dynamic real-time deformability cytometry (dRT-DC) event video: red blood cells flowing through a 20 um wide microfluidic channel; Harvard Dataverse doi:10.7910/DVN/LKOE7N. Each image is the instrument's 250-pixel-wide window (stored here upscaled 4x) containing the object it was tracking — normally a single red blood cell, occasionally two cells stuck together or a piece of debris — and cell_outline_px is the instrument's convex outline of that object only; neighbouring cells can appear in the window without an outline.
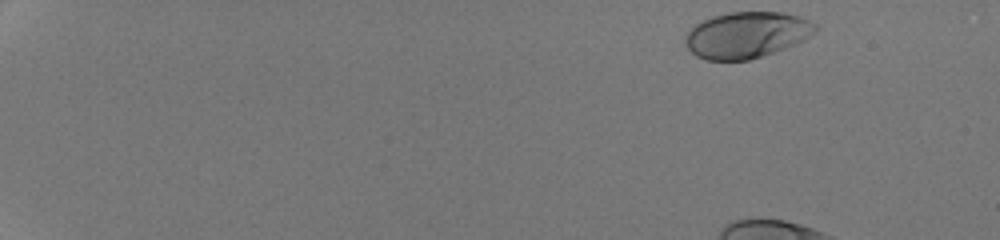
{"species": "human", "species_latin": "Homo sapiens", "temperature_condition": "room temperature", "stored_images_in_passage": 11, "camera_frame_rate_fps": 3000, "um_per_image_px": 0.085, "donor": {"sex": "male"}, "frame": {"image": 1, "passage_image": 1, "time_ms": 0.0, "image_size_px": [1000, 240], "cell_outline_px": [[820, 28], [816, 32], [804, 40], [784, 48], [748, 60], [708, 60], [696, 56], [684, 44], [684, 36], [696, 24], [712, 16], [728, 12], [780, 12], [800, 16], [816, 24]], "centroid_in_image_um": [63.47, 2.96], "position_along_channel_um": 21.5, "area_um2": 34.97}}